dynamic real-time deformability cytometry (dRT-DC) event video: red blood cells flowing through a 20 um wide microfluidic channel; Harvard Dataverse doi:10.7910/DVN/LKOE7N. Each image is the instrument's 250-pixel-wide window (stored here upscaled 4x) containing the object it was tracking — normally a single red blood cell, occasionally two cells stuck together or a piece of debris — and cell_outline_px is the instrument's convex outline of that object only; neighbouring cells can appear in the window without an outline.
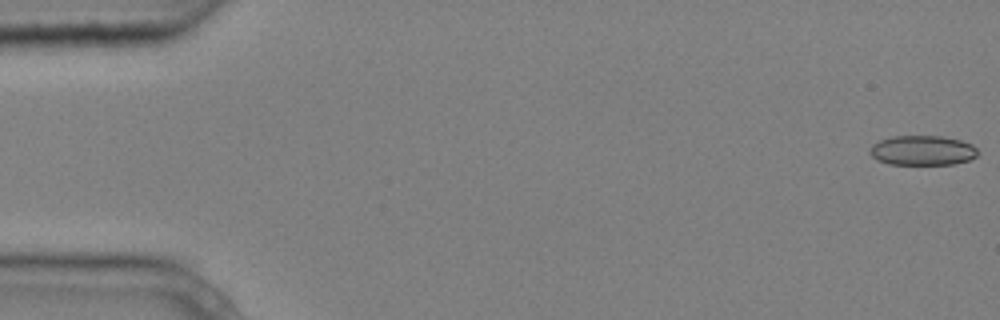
{"species": "common noctule bat (a hibernating species)", "species_latin": "Nyctalus noctula", "temperature_condition": "cold", "stored_images_in_passage": 3, "camera_frame_rate_fps": 3000, "um_per_image_px": 0.085, "animal": {"sex": "male", "body_mass_g": 20.4}, "frame": {"image": 1, "passage_image": 1, "time_ms": 0.0, "image_size_px": [1000, 320], "cell_outline_px": [[976, 156], [968, 160], [952, 164], [888, 164], [876, 160], [868, 152], [872, 144], [880, 140], [892, 136], [940, 136], [960, 140], [972, 144], [976, 148]], "centroid_in_image_um": [78.36, 12.78], "position_along_channel_um": 6.6, "area_um2": 18.67}}